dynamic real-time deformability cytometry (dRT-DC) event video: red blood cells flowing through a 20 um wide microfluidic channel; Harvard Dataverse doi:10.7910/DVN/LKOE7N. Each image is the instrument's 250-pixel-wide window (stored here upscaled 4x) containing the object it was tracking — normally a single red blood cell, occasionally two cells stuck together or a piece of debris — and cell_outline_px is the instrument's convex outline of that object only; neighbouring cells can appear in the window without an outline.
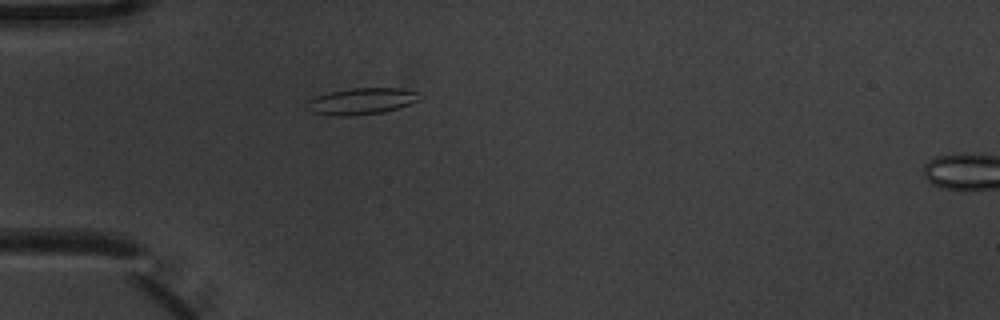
{"species": "common noctule bat (a hibernating species)", "species_latin": "Nyctalus noctula", "temperature_condition": "warm", "stored_images_in_passage": 6, "camera_frame_rate_fps": 3000, "um_per_image_px": 0.085, "animal": {"sex": "male", "body_mass_g": 20.1, "forearm_length_mm": 53.5}, "frame": {"image": 1, "passage_image": 5, "time_ms": 1.333, "image_size_px": [1000, 320], "cell_outline_px": [[420, 100], [384, 112], [352, 116], [332, 116], [312, 112], [304, 108], [304, 104], [308, 100], [316, 96], [328, 92], [352, 88], [396, 88], [416, 92]], "centroid_in_image_um": [30.61, 8.62], "position_along_channel_um": 54.4, "area_um2": 17.4}}